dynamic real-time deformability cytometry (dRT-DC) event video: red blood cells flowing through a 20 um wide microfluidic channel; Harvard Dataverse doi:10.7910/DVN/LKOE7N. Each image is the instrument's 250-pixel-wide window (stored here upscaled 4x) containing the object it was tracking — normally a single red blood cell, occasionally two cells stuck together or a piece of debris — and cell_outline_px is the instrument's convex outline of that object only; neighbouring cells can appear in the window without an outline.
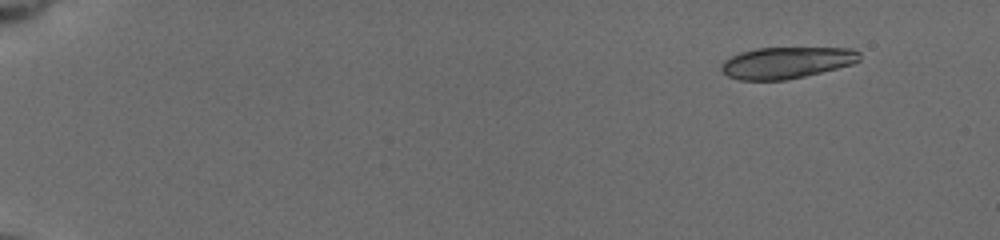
{"species": "common noctule bat (a hibernating species)", "species_latin": "Nyctalus noctula", "temperature_condition": "cold", "stored_images_in_passage": 19, "camera_frame_rate_fps": 3000, "um_per_image_px": 0.085, "animal": {"sex": "female", "body_mass_g": 19.5, "forearm_length_mm": 54.1}, "frame": {"image": 1, "passage_image": 1, "time_ms": 0.0, "image_size_px": [1000, 240], "cell_outline_px": [[860, 60], [852, 64], [804, 76], [784, 80], [740, 80], [728, 76], [720, 68], [720, 64], [724, 60], [740, 52], [756, 48], [852, 48], [860, 52]], "centroid_in_image_um": [66.84, 5.32], "position_along_channel_um": 18.2, "area_um2": 25.26}}
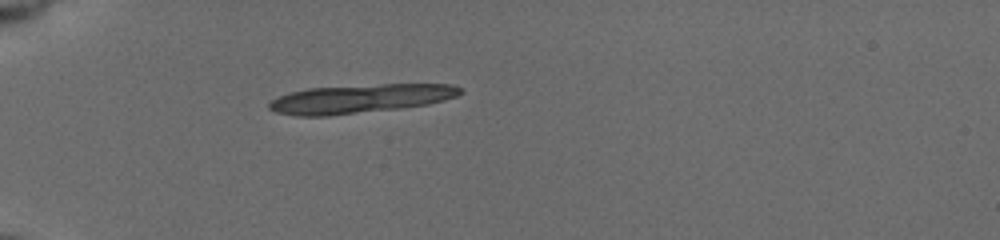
{"frame": {"image": 2, "passage_image": 14, "time_ms": 4.333, "image_size_px": [1000, 240], "cell_outline_px": [[464, 92], [456, 96], [444, 100], [428, 104], [400, 108], [328, 116], [296, 116], [276, 112], [268, 108], [268, 104], [272, 100], [280, 96], [292, 92], [308, 88], [380, 84], [452, 84], [460, 88]], "centroid_in_image_um": [30.63, 8.39], "position_along_channel_um": 54.4, "area_um2": 31.91}}